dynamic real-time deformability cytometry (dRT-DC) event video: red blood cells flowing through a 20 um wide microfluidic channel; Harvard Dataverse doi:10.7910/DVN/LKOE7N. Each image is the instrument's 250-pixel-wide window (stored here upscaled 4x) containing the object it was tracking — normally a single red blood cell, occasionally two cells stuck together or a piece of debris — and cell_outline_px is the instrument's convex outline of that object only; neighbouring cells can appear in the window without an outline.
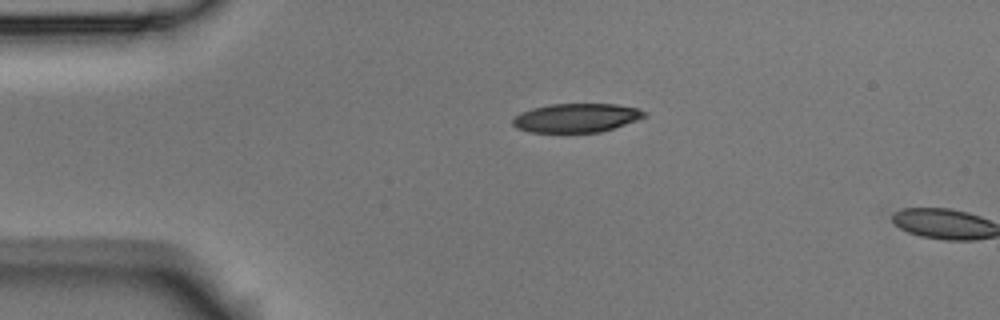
{"species": "Egyptian fruit bat (a non-hibernating species)", "species_latin": "Rousettus aegyptiacus", "temperature_condition": "room temperature", "stored_images_in_passage": 3, "camera_frame_rate_fps": 3000, "um_per_image_px": 0.085, "animal": {"sex": "male"}, "frame": {"image": 1, "passage_image": 1, "time_ms": 0.0, "image_size_px": [1000, 320], "cell_outline_px": [[648, 116], [600, 132], [528, 132], [516, 128], [512, 124], [512, 120], [520, 112], [532, 108], [552, 104], [616, 104], [640, 108], [648, 112]], "centroid_in_image_um": [49.0, 10.01], "position_along_channel_um": 36.0, "area_um2": 22.2}}